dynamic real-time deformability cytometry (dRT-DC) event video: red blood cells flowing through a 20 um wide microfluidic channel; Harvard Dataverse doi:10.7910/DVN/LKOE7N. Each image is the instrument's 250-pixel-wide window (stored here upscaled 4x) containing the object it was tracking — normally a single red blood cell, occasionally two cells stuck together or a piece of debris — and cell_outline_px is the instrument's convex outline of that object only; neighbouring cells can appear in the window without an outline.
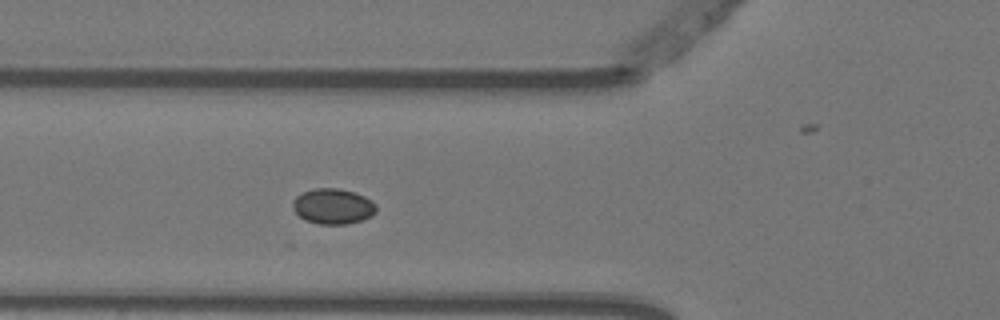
{"species": "Egyptian fruit bat (a non-hibernating species)", "species_latin": "Rousettus aegyptiacus", "temperature_condition": "warm", "stored_images_in_passage": 4, "camera_frame_rate_fps": 3000, "um_per_image_px": 0.085, "animal": {"sex": "female"}, "frame": {"image": 1, "passage_image": 4, "time_ms": 1.0, "image_size_px": [1000, 320], "cell_outline_px": [[376, 212], [372, 216], [348, 224], [320, 224], [304, 220], [292, 208], [292, 200], [296, 196], [304, 192], [316, 188], [340, 188], [364, 196], [372, 200], [376, 204]], "centroid_in_image_um": [28.3, 17.54], "position_along_channel_um": 97.5, "area_um2": 17.28}}